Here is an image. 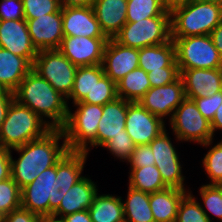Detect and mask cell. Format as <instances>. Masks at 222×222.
<instances>
[{
	"label": "cell",
	"instance_id": "2e32d148",
	"mask_svg": "<svg viewBox=\"0 0 222 222\" xmlns=\"http://www.w3.org/2000/svg\"><path fill=\"white\" fill-rule=\"evenodd\" d=\"M130 101L117 97L103 105L102 117L98 123L97 138L83 151L89 155L93 148H101L111 138L123 134Z\"/></svg>",
	"mask_w": 222,
	"mask_h": 222
},
{
	"label": "cell",
	"instance_id": "30bf717a",
	"mask_svg": "<svg viewBox=\"0 0 222 222\" xmlns=\"http://www.w3.org/2000/svg\"><path fill=\"white\" fill-rule=\"evenodd\" d=\"M32 69L66 99L70 96L77 66L58 49L38 51Z\"/></svg>",
	"mask_w": 222,
	"mask_h": 222
},
{
	"label": "cell",
	"instance_id": "7c38bea8",
	"mask_svg": "<svg viewBox=\"0 0 222 222\" xmlns=\"http://www.w3.org/2000/svg\"><path fill=\"white\" fill-rule=\"evenodd\" d=\"M167 122L146 110L139 102H130L125 130L135 145L149 144L167 129Z\"/></svg>",
	"mask_w": 222,
	"mask_h": 222
},
{
	"label": "cell",
	"instance_id": "ab89813d",
	"mask_svg": "<svg viewBox=\"0 0 222 222\" xmlns=\"http://www.w3.org/2000/svg\"><path fill=\"white\" fill-rule=\"evenodd\" d=\"M180 77L179 67H163L161 70L148 72L151 87H160L176 81Z\"/></svg>",
	"mask_w": 222,
	"mask_h": 222
},
{
	"label": "cell",
	"instance_id": "1f68e13d",
	"mask_svg": "<svg viewBox=\"0 0 222 222\" xmlns=\"http://www.w3.org/2000/svg\"><path fill=\"white\" fill-rule=\"evenodd\" d=\"M215 139L201 145L208 149L202 159V166L206 177L210 180L206 184L222 185V141L214 143Z\"/></svg>",
	"mask_w": 222,
	"mask_h": 222
},
{
	"label": "cell",
	"instance_id": "3957f363",
	"mask_svg": "<svg viewBox=\"0 0 222 222\" xmlns=\"http://www.w3.org/2000/svg\"><path fill=\"white\" fill-rule=\"evenodd\" d=\"M14 99L39 115L52 129H61L66 123L69 106L66 98L33 69L14 91Z\"/></svg>",
	"mask_w": 222,
	"mask_h": 222
},
{
	"label": "cell",
	"instance_id": "f1b7e54d",
	"mask_svg": "<svg viewBox=\"0 0 222 222\" xmlns=\"http://www.w3.org/2000/svg\"><path fill=\"white\" fill-rule=\"evenodd\" d=\"M102 64L92 66H79L75 74V79L70 96L66 99L71 104L81 102L87 94H90L95 83L104 75Z\"/></svg>",
	"mask_w": 222,
	"mask_h": 222
},
{
	"label": "cell",
	"instance_id": "52a82bcc",
	"mask_svg": "<svg viewBox=\"0 0 222 222\" xmlns=\"http://www.w3.org/2000/svg\"><path fill=\"white\" fill-rule=\"evenodd\" d=\"M168 122L178 145L193 142L201 146L215 139L210 121L203 117L192 99L185 98Z\"/></svg>",
	"mask_w": 222,
	"mask_h": 222
},
{
	"label": "cell",
	"instance_id": "9c48e42d",
	"mask_svg": "<svg viewBox=\"0 0 222 222\" xmlns=\"http://www.w3.org/2000/svg\"><path fill=\"white\" fill-rule=\"evenodd\" d=\"M179 69L222 68V59L210 35L171 38Z\"/></svg>",
	"mask_w": 222,
	"mask_h": 222
},
{
	"label": "cell",
	"instance_id": "f35d334b",
	"mask_svg": "<svg viewBox=\"0 0 222 222\" xmlns=\"http://www.w3.org/2000/svg\"><path fill=\"white\" fill-rule=\"evenodd\" d=\"M153 152L149 144L136 145L130 158L127 160L129 168H141L150 165H155Z\"/></svg>",
	"mask_w": 222,
	"mask_h": 222
},
{
	"label": "cell",
	"instance_id": "603a6c76",
	"mask_svg": "<svg viewBox=\"0 0 222 222\" xmlns=\"http://www.w3.org/2000/svg\"><path fill=\"white\" fill-rule=\"evenodd\" d=\"M189 191L167 187L149 193L150 208L155 222H175L180 201Z\"/></svg>",
	"mask_w": 222,
	"mask_h": 222
},
{
	"label": "cell",
	"instance_id": "f546056e",
	"mask_svg": "<svg viewBox=\"0 0 222 222\" xmlns=\"http://www.w3.org/2000/svg\"><path fill=\"white\" fill-rule=\"evenodd\" d=\"M128 175V186L147 193H154L167 186L162 181L161 173L155 165L141 168H130Z\"/></svg>",
	"mask_w": 222,
	"mask_h": 222
},
{
	"label": "cell",
	"instance_id": "8992f818",
	"mask_svg": "<svg viewBox=\"0 0 222 222\" xmlns=\"http://www.w3.org/2000/svg\"><path fill=\"white\" fill-rule=\"evenodd\" d=\"M102 112L103 106L96 104L78 102L68 106V117L61 128L68 151L83 152L97 138Z\"/></svg>",
	"mask_w": 222,
	"mask_h": 222
},
{
	"label": "cell",
	"instance_id": "ee69618b",
	"mask_svg": "<svg viewBox=\"0 0 222 222\" xmlns=\"http://www.w3.org/2000/svg\"><path fill=\"white\" fill-rule=\"evenodd\" d=\"M11 177V150L2 148L0 150V181Z\"/></svg>",
	"mask_w": 222,
	"mask_h": 222
},
{
	"label": "cell",
	"instance_id": "836d02e7",
	"mask_svg": "<svg viewBox=\"0 0 222 222\" xmlns=\"http://www.w3.org/2000/svg\"><path fill=\"white\" fill-rule=\"evenodd\" d=\"M175 222H211L192 190L180 201Z\"/></svg>",
	"mask_w": 222,
	"mask_h": 222
},
{
	"label": "cell",
	"instance_id": "bcb514c9",
	"mask_svg": "<svg viewBox=\"0 0 222 222\" xmlns=\"http://www.w3.org/2000/svg\"><path fill=\"white\" fill-rule=\"evenodd\" d=\"M210 36L222 59V21L213 29Z\"/></svg>",
	"mask_w": 222,
	"mask_h": 222
},
{
	"label": "cell",
	"instance_id": "4dcf8cb0",
	"mask_svg": "<svg viewBox=\"0 0 222 222\" xmlns=\"http://www.w3.org/2000/svg\"><path fill=\"white\" fill-rule=\"evenodd\" d=\"M200 198L195 197L201 205L202 210L205 212L211 222H222V185L218 184H202L198 191ZM214 218H213V217ZM212 217V218H211Z\"/></svg>",
	"mask_w": 222,
	"mask_h": 222
},
{
	"label": "cell",
	"instance_id": "277c9868",
	"mask_svg": "<svg viewBox=\"0 0 222 222\" xmlns=\"http://www.w3.org/2000/svg\"><path fill=\"white\" fill-rule=\"evenodd\" d=\"M170 14L171 38L210 35L222 21V5L192 0Z\"/></svg>",
	"mask_w": 222,
	"mask_h": 222
},
{
	"label": "cell",
	"instance_id": "8d00e7d4",
	"mask_svg": "<svg viewBox=\"0 0 222 222\" xmlns=\"http://www.w3.org/2000/svg\"><path fill=\"white\" fill-rule=\"evenodd\" d=\"M135 146L127 131L123 130V134L111 138L102 146V149L109 151L108 153L115 159H119L120 162L126 163L135 149Z\"/></svg>",
	"mask_w": 222,
	"mask_h": 222
},
{
	"label": "cell",
	"instance_id": "83f0119b",
	"mask_svg": "<svg viewBox=\"0 0 222 222\" xmlns=\"http://www.w3.org/2000/svg\"><path fill=\"white\" fill-rule=\"evenodd\" d=\"M116 86L118 97L130 102H138L151 88L148 73L140 67L125 75Z\"/></svg>",
	"mask_w": 222,
	"mask_h": 222
},
{
	"label": "cell",
	"instance_id": "7402d4cb",
	"mask_svg": "<svg viewBox=\"0 0 222 222\" xmlns=\"http://www.w3.org/2000/svg\"><path fill=\"white\" fill-rule=\"evenodd\" d=\"M92 8L108 39L114 38L127 22V0H94Z\"/></svg>",
	"mask_w": 222,
	"mask_h": 222
},
{
	"label": "cell",
	"instance_id": "ac0fdd59",
	"mask_svg": "<svg viewBox=\"0 0 222 222\" xmlns=\"http://www.w3.org/2000/svg\"><path fill=\"white\" fill-rule=\"evenodd\" d=\"M0 47L26 58L32 65L38 53L31 42L25 19L0 20Z\"/></svg>",
	"mask_w": 222,
	"mask_h": 222
},
{
	"label": "cell",
	"instance_id": "f5cc1de1",
	"mask_svg": "<svg viewBox=\"0 0 222 222\" xmlns=\"http://www.w3.org/2000/svg\"><path fill=\"white\" fill-rule=\"evenodd\" d=\"M200 1L216 3V4H219V5H222V0H200Z\"/></svg>",
	"mask_w": 222,
	"mask_h": 222
},
{
	"label": "cell",
	"instance_id": "d4e9b609",
	"mask_svg": "<svg viewBox=\"0 0 222 222\" xmlns=\"http://www.w3.org/2000/svg\"><path fill=\"white\" fill-rule=\"evenodd\" d=\"M139 67L146 73L161 70L163 67H178L173 40L164 44L139 49Z\"/></svg>",
	"mask_w": 222,
	"mask_h": 222
},
{
	"label": "cell",
	"instance_id": "5b68a950",
	"mask_svg": "<svg viewBox=\"0 0 222 222\" xmlns=\"http://www.w3.org/2000/svg\"><path fill=\"white\" fill-rule=\"evenodd\" d=\"M51 130L39 115L14 99L0 128V141L4 148L11 150L42 138Z\"/></svg>",
	"mask_w": 222,
	"mask_h": 222
},
{
	"label": "cell",
	"instance_id": "d6a6232c",
	"mask_svg": "<svg viewBox=\"0 0 222 222\" xmlns=\"http://www.w3.org/2000/svg\"><path fill=\"white\" fill-rule=\"evenodd\" d=\"M159 15H171L161 0H127V22H137Z\"/></svg>",
	"mask_w": 222,
	"mask_h": 222
},
{
	"label": "cell",
	"instance_id": "cb8c5ba5",
	"mask_svg": "<svg viewBox=\"0 0 222 222\" xmlns=\"http://www.w3.org/2000/svg\"><path fill=\"white\" fill-rule=\"evenodd\" d=\"M32 67L26 58L0 47V86L3 89L14 92Z\"/></svg>",
	"mask_w": 222,
	"mask_h": 222
},
{
	"label": "cell",
	"instance_id": "ffe728a7",
	"mask_svg": "<svg viewBox=\"0 0 222 222\" xmlns=\"http://www.w3.org/2000/svg\"><path fill=\"white\" fill-rule=\"evenodd\" d=\"M64 36L106 37L91 7H62Z\"/></svg>",
	"mask_w": 222,
	"mask_h": 222
},
{
	"label": "cell",
	"instance_id": "60d3db41",
	"mask_svg": "<svg viewBox=\"0 0 222 222\" xmlns=\"http://www.w3.org/2000/svg\"><path fill=\"white\" fill-rule=\"evenodd\" d=\"M193 100L203 117L211 122L216 110L222 104V91L211 97L194 98Z\"/></svg>",
	"mask_w": 222,
	"mask_h": 222
},
{
	"label": "cell",
	"instance_id": "4fadbf2b",
	"mask_svg": "<svg viewBox=\"0 0 222 222\" xmlns=\"http://www.w3.org/2000/svg\"><path fill=\"white\" fill-rule=\"evenodd\" d=\"M107 37L64 36L58 50L74 65H100L103 61Z\"/></svg>",
	"mask_w": 222,
	"mask_h": 222
},
{
	"label": "cell",
	"instance_id": "74e56055",
	"mask_svg": "<svg viewBox=\"0 0 222 222\" xmlns=\"http://www.w3.org/2000/svg\"><path fill=\"white\" fill-rule=\"evenodd\" d=\"M25 19H36L59 11L62 7L59 0H22Z\"/></svg>",
	"mask_w": 222,
	"mask_h": 222
},
{
	"label": "cell",
	"instance_id": "9a60e30c",
	"mask_svg": "<svg viewBox=\"0 0 222 222\" xmlns=\"http://www.w3.org/2000/svg\"><path fill=\"white\" fill-rule=\"evenodd\" d=\"M31 42L37 51L58 49L64 38L62 8L36 19H25Z\"/></svg>",
	"mask_w": 222,
	"mask_h": 222
},
{
	"label": "cell",
	"instance_id": "f6af8a7d",
	"mask_svg": "<svg viewBox=\"0 0 222 222\" xmlns=\"http://www.w3.org/2000/svg\"><path fill=\"white\" fill-rule=\"evenodd\" d=\"M14 100V92L2 89L0 91V128L6 118L11 102Z\"/></svg>",
	"mask_w": 222,
	"mask_h": 222
},
{
	"label": "cell",
	"instance_id": "e575fe53",
	"mask_svg": "<svg viewBox=\"0 0 222 222\" xmlns=\"http://www.w3.org/2000/svg\"><path fill=\"white\" fill-rule=\"evenodd\" d=\"M117 97L116 83L104 74L81 102L103 106Z\"/></svg>",
	"mask_w": 222,
	"mask_h": 222
},
{
	"label": "cell",
	"instance_id": "e0dca14e",
	"mask_svg": "<svg viewBox=\"0 0 222 222\" xmlns=\"http://www.w3.org/2000/svg\"><path fill=\"white\" fill-rule=\"evenodd\" d=\"M139 49L124 46L114 38L109 39L103 55L104 73L115 83L139 67Z\"/></svg>",
	"mask_w": 222,
	"mask_h": 222
},
{
	"label": "cell",
	"instance_id": "5bb4252c",
	"mask_svg": "<svg viewBox=\"0 0 222 222\" xmlns=\"http://www.w3.org/2000/svg\"><path fill=\"white\" fill-rule=\"evenodd\" d=\"M186 98L182 78L160 86L151 87L138 101L146 110L161 119L172 118L175 109Z\"/></svg>",
	"mask_w": 222,
	"mask_h": 222
},
{
	"label": "cell",
	"instance_id": "7a4b0ae2",
	"mask_svg": "<svg viewBox=\"0 0 222 222\" xmlns=\"http://www.w3.org/2000/svg\"><path fill=\"white\" fill-rule=\"evenodd\" d=\"M13 151L19 154L18 158L13 159ZM67 152L62 129H52L42 138L11 149V178L22 189L41 172L56 165Z\"/></svg>",
	"mask_w": 222,
	"mask_h": 222
},
{
	"label": "cell",
	"instance_id": "8fae6325",
	"mask_svg": "<svg viewBox=\"0 0 222 222\" xmlns=\"http://www.w3.org/2000/svg\"><path fill=\"white\" fill-rule=\"evenodd\" d=\"M172 140L166 129L149 143L155 158V166L161 173L162 181L167 187L191 190L185 183L187 178L183 175V164L180 162L182 158L176 148L178 146L174 144V140L172 143Z\"/></svg>",
	"mask_w": 222,
	"mask_h": 222
},
{
	"label": "cell",
	"instance_id": "7dc6e473",
	"mask_svg": "<svg viewBox=\"0 0 222 222\" xmlns=\"http://www.w3.org/2000/svg\"><path fill=\"white\" fill-rule=\"evenodd\" d=\"M64 222H92L89 211L83 210L63 217Z\"/></svg>",
	"mask_w": 222,
	"mask_h": 222
},
{
	"label": "cell",
	"instance_id": "b9f144b4",
	"mask_svg": "<svg viewBox=\"0 0 222 222\" xmlns=\"http://www.w3.org/2000/svg\"><path fill=\"white\" fill-rule=\"evenodd\" d=\"M25 19L22 0H0V20Z\"/></svg>",
	"mask_w": 222,
	"mask_h": 222
},
{
	"label": "cell",
	"instance_id": "44dd1931",
	"mask_svg": "<svg viewBox=\"0 0 222 222\" xmlns=\"http://www.w3.org/2000/svg\"><path fill=\"white\" fill-rule=\"evenodd\" d=\"M98 192L100 191L97 183L92 181L90 175H85L63 196L59 207L52 215L63 218L75 212L88 210Z\"/></svg>",
	"mask_w": 222,
	"mask_h": 222
},
{
	"label": "cell",
	"instance_id": "c3c4849f",
	"mask_svg": "<svg viewBox=\"0 0 222 222\" xmlns=\"http://www.w3.org/2000/svg\"><path fill=\"white\" fill-rule=\"evenodd\" d=\"M210 123H211V129L214 136H216L215 134L218 131L221 130L222 132V104L216 110L213 120Z\"/></svg>",
	"mask_w": 222,
	"mask_h": 222
},
{
	"label": "cell",
	"instance_id": "816d5d0a",
	"mask_svg": "<svg viewBox=\"0 0 222 222\" xmlns=\"http://www.w3.org/2000/svg\"><path fill=\"white\" fill-rule=\"evenodd\" d=\"M38 222H64L62 217L55 215H41Z\"/></svg>",
	"mask_w": 222,
	"mask_h": 222
},
{
	"label": "cell",
	"instance_id": "484cf974",
	"mask_svg": "<svg viewBox=\"0 0 222 222\" xmlns=\"http://www.w3.org/2000/svg\"><path fill=\"white\" fill-rule=\"evenodd\" d=\"M92 222H125L121 196L97 193L88 209Z\"/></svg>",
	"mask_w": 222,
	"mask_h": 222
},
{
	"label": "cell",
	"instance_id": "d590c367",
	"mask_svg": "<svg viewBox=\"0 0 222 222\" xmlns=\"http://www.w3.org/2000/svg\"><path fill=\"white\" fill-rule=\"evenodd\" d=\"M21 207V188L10 177L0 181V218Z\"/></svg>",
	"mask_w": 222,
	"mask_h": 222
},
{
	"label": "cell",
	"instance_id": "4316f807",
	"mask_svg": "<svg viewBox=\"0 0 222 222\" xmlns=\"http://www.w3.org/2000/svg\"><path fill=\"white\" fill-rule=\"evenodd\" d=\"M123 203L125 222H155L149 203V193L128 186ZM124 200V201H123Z\"/></svg>",
	"mask_w": 222,
	"mask_h": 222
},
{
	"label": "cell",
	"instance_id": "6da1fadb",
	"mask_svg": "<svg viewBox=\"0 0 222 222\" xmlns=\"http://www.w3.org/2000/svg\"><path fill=\"white\" fill-rule=\"evenodd\" d=\"M88 157L86 152L68 151L21 189V207L39 216L52 215L68 190L85 176Z\"/></svg>",
	"mask_w": 222,
	"mask_h": 222
},
{
	"label": "cell",
	"instance_id": "d6986e66",
	"mask_svg": "<svg viewBox=\"0 0 222 222\" xmlns=\"http://www.w3.org/2000/svg\"><path fill=\"white\" fill-rule=\"evenodd\" d=\"M186 98L211 97L222 91V68L179 69Z\"/></svg>",
	"mask_w": 222,
	"mask_h": 222
},
{
	"label": "cell",
	"instance_id": "681fc988",
	"mask_svg": "<svg viewBox=\"0 0 222 222\" xmlns=\"http://www.w3.org/2000/svg\"><path fill=\"white\" fill-rule=\"evenodd\" d=\"M61 7H91L94 0H59Z\"/></svg>",
	"mask_w": 222,
	"mask_h": 222
},
{
	"label": "cell",
	"instance_id": "ba28073f",
	"mask_svg": "<svg viewBox=\"0 0 222 222\" xmlns=\"http://www.w3.org/2000/svg\"><path fill=\"white\" fill-rule=\"evenodd\" d=\"M114 39L128 47H143L164 44L171 40V15H159L137 22H126Z\"/></svg>",
	"mask_w": 222,
	"mask_h": 222
},
{
	"label": "cell",
	"instance_id": "db71d44e",
	"mask_svg": "<svg viewBox=\"0 0 222 222\" xmlns=\"http://www.w3.org/2000/svg\"><path fill=\"white\" fill-rule=\"evenodd\" d=\"M3 148L2 144H1V141H0V150Z\"/></svg>",
	"mask_w": 222,
	"mask_h": 222
},
{
	"label": "cell",
	"instance_id": "7bdbcfd3",
	"mask_svg": "<svg viewBox=\"0 0 222 222\" xmlns=\"http://www.w3.org/2000/svg\"><path fill=\"white\" fill-rule=\"evenodd\" d=\"M39 215L22 207L0 218V222H38Z\"/></svg>",
	"mask_w": 222,
	"mask_h": 222
},
{
	"label": "cell",
	"instance_id": "f907efd6",
	"mask_svg": "<svg viewBox=\"0 0 222 222\" xmlns=\"http://www.w3.org/2000/svg\"><path fill=\"white\" fill-rule=\"evenodd\" d=\"M164 8L171 12L173 9L183 6L192 0H161Z\"/></svg>",
	"mask_w": 222,
	"mask_h": 222
}]
</instances>
